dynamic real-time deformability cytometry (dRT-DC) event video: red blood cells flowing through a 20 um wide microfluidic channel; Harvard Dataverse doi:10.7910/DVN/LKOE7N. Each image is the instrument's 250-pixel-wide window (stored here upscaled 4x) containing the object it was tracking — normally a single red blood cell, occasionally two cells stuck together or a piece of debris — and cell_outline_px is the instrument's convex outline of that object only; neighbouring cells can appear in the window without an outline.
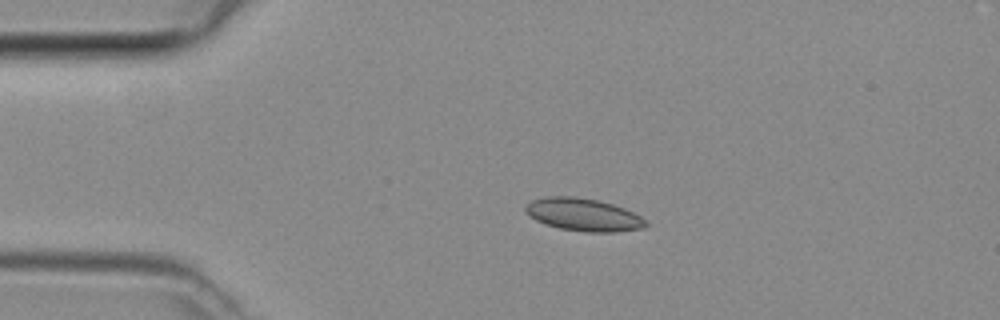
{"species": "common noctule bat (a hibernating species)", "species_latin": "Nyctalus noctula", "temperature_condition": "room temperature", "stored_images_in_passage": 45, "camera_frame_rate_fps": 3000, "um_per_image_px": 0.085, "animal": {"sex": "female", "body_mass_g": 29.2, "forearm_length_mm": 56.3}, "frame": {"image": 1, "passage_image": 8, "time_ms": 2.333, "image_size_px": [1000, 320], "cell_outline_px": [[648, 224], [644, 228], [616, 232], [584, 232], [560, 228], [536, 220], [528, 216], [524, 212], [524, 208], [532, 200], [548, 196], [572, 196], [596, 200], [612, 204], [624, 208], [640, 216]], "centroid_in_image_um": [49.57, 18.25], "position_along_channel_um": 35.4, "area_um2": 22.77}}
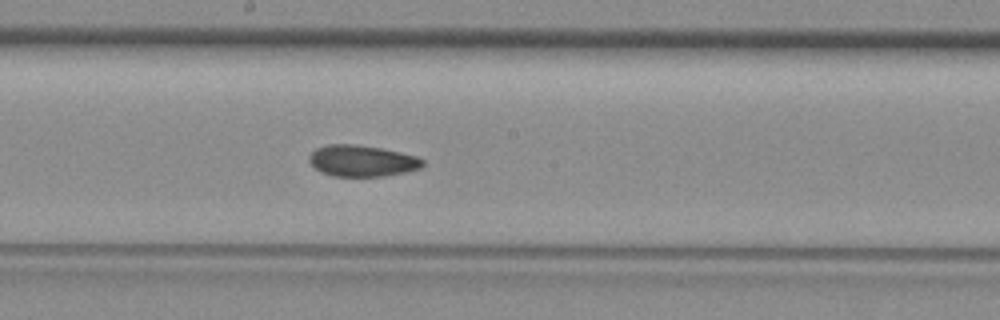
{"frame": {"image": 2, "passage_image": 23, "time_ms": 7.333, "image_size_px": [1000, 320], "cell_outline_px": [[424, 164], [420, 168], [404, 172], [384, 176], [332, 176], [320, 172], [308, 160], [308, 156], [316, 148], [328, 144], [356, 144], [380, 148], [400, 152], [416, 156], [424, 160]], "centroid_in_image_um": [30.75, 13.67], "position_along_channel_um": 217.5, "area_um2": 20.69}}
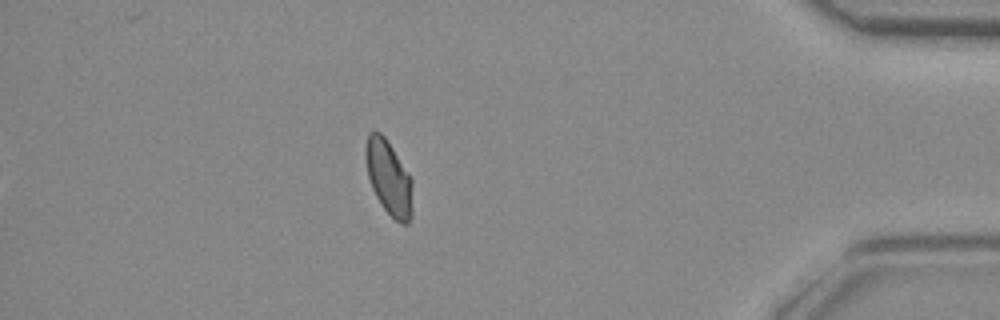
{"frame": {"image": 3, "passage_image": 39, "time_ms": 12.667, "image_size_px": [1000, 320], "cell_outline_px": [[412, 216], [408, 224], [400, 224], [380, 204], [372, 188], [368, 176], [364, 156], [364, 148], [368, 132], [380, 132], [384, 136], [412, 176]], "centroid_in_image_um": [33.05, 15.1], "position_along_channel_um": 402.2, "area_um2": 20.69}}